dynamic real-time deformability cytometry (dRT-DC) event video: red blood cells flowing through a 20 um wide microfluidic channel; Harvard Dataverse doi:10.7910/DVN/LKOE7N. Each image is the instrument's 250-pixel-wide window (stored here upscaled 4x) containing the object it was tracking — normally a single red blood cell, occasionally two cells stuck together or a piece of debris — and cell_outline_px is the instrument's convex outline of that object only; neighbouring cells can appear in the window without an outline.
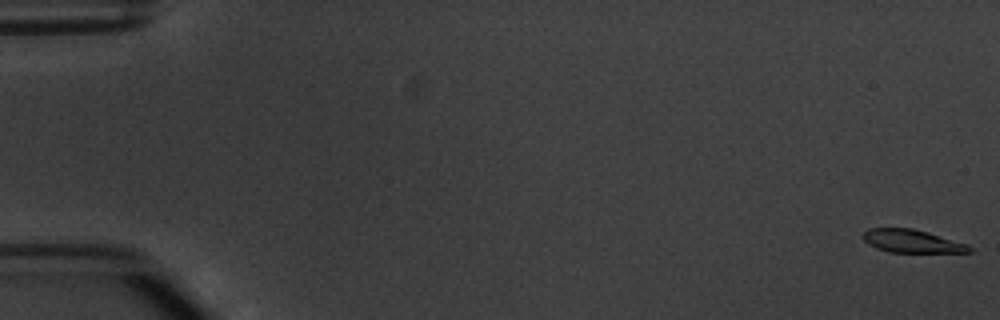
{"species": "common noctule bat (a hibernating species)", "species_latin": "Nyctalus noctula", "temperature_condition": "warm", "stored_images_in_passage": 6, "segment_of_instrument_passage": [1, 2], "camera_frame_rate_fps": 3000, "um_per_image_px": 0.085, "animal": {"sex": "male", "body_mass_g": 20.1, "forearm_length_mm": 53.5}, "frame": {"image": 1, "passage_image": 1, "time_ms": 0.0, "image_size_px": [1000, 320], "cell_outline_px": [[972, 252], [888, 252], [876, 248], [868, 244], [864, 240], [864, 232], [868, 228], [912, 228], [928, 232], [968, 244], [972, 248]], "centroid_in_image_um": [77.52, 20.5], "position_along_channel_um": 7.5, "area_um2": 14.22}}
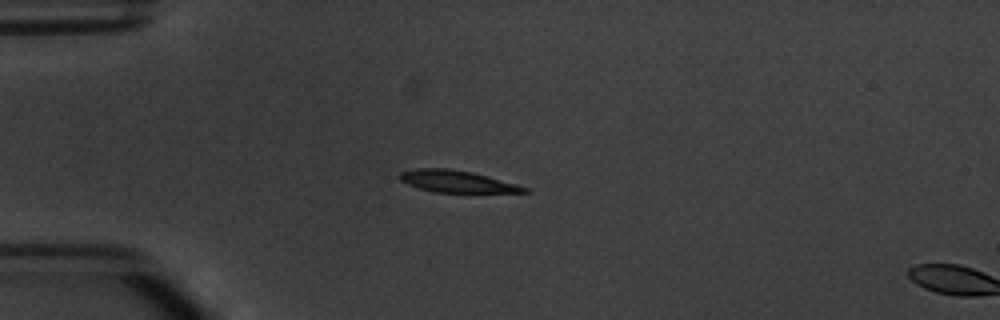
{"frame": {"image": 2, "passage_image": 5, "time_ms": 4.667, "image_size_px": [1000, 320], "cell_outline_px": [[532, 192], [436, 192], [420, 188], [408, 184], [400, 180], [396, 176], [400, 172], [416, 168], [448, 168], [472, 172], [488, 176], [516, 184], [528, 188]], "centroid_in_image_um": [38.8, 15.41], "position_along_channel_um": 46.2, "area_um2": 15.78}}